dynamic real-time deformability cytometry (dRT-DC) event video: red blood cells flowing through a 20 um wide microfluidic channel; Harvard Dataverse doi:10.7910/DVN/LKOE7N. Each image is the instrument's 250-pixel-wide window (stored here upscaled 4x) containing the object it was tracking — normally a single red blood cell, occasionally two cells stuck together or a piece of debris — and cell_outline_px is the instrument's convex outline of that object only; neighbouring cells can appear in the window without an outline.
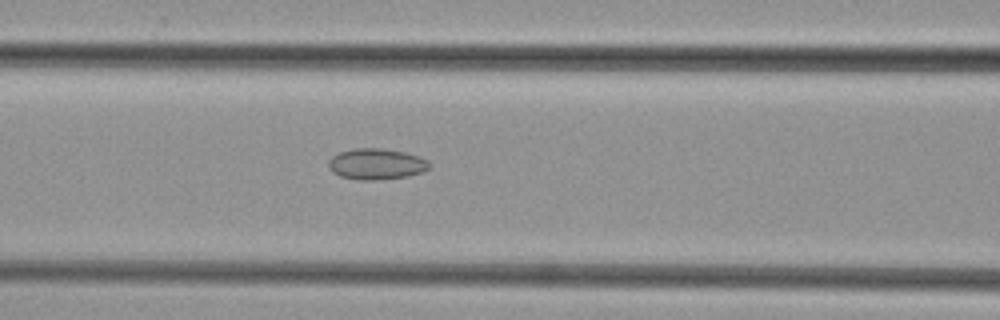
{"species": "common noctule bat (a hibernating species)", "species_latin": "Nyctalus noctula", "temperature_condition": "cold", "stored_images_in_passage": 46, "camera_frame_rate_fps": 3000, "um_per_image_px": 0.085, "animal": {"sex": "female", "body_mass_g": 29.2, "forearm_length_mm": 56.3}, "frame": {"image": 1, "passage_image": 18, "time_ms": 5.667, "image_size_px": [1000, 320], "cell_outline_px": [[432, 164], [424, 172], [408, 176], [372, 180], [356, 180], [340, 176], [332, 172], [328, 168], [328, 160], [332, 156], [340, 152], [356, 148], [380, 148], [404, 152], [428, 160]], "centroid_in_image_um": [31.97, 13.95], "position_along_channel_um": 134.6, "area_um2": 18.26}}
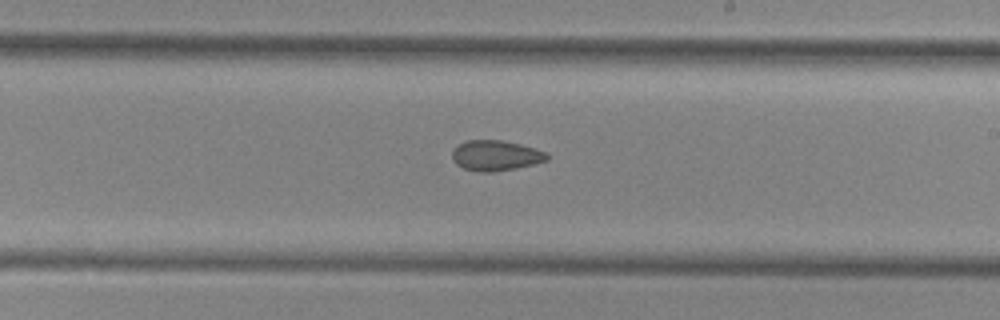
{"frame": {"image": 2, "passage_image": 26, "time_ms": 8.333, "image_size_px": [1000, 320], "cell_outline_px": [[548, 160], [516, 168], [492, 172], [480, 172], [464, 168], [456, 164], [452, 160], [452, 152], [460, 144], [468, 140], [504, 140], [520, 144], [544, 152], [548, 156]], "centroid_in_image_um": [42.11, 13.22], "position_along_channel_um": 246.9, "area_um2": 16.53}}
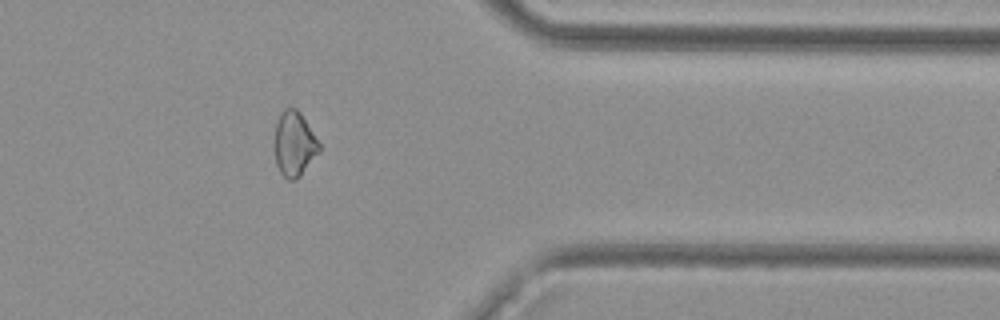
{"frame": {"image": 3, "passage_image": 37, "time_ms": 12.0, "image_size_px": [1000, 320], "cell_outline_px": [[320, 152], [300, 176], [296, 180], [288, 180], [280, 172], [276, 164], [272, 144], [276, 120], [280, 112], [284, 108], [296, 108], [300, 112], [320, 144]], "centroid_in_image_um": [24.96, 12.23], "position_along_channel_um": 386.4, "area_um2": 17.34}}